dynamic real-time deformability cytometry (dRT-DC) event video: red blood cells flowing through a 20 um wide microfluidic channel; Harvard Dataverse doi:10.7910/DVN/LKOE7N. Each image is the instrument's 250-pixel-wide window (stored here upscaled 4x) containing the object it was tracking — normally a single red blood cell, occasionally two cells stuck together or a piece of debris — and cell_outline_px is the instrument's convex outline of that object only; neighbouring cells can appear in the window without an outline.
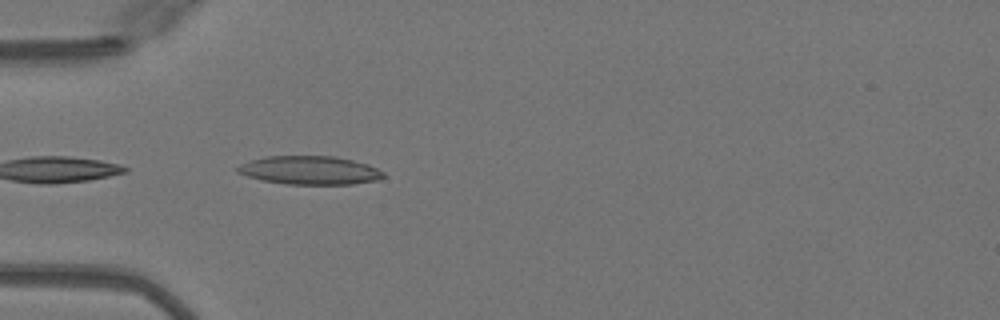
{"species": "Egyptian fruit bat (a non-hibernating species)", "species_latin": "Rousettus aegyptiacus", "temperature_condition": "warm", "stored_images_in_passage": 24, "camera_frame_rate_fps": 3000, "um_per_image_px": 0.085, "animal": {"sex": "female"}, "frame": {"image": 1, "passage_image": 9, "time_ms": 2.667, "image_size_px": [1000, 320], "cell_outline_px": [[384, 176], [380, 180], [352, 184], [288, 184], [260, 180], [236, 172], [236, 168], [240, 164], [264, 156], [336, 156], [368, 164], [384, 172]], "centroid_in_image_um": [26.33, 14.47], "position_along_channel_um": 58.7, "area_um2": 24.28}}
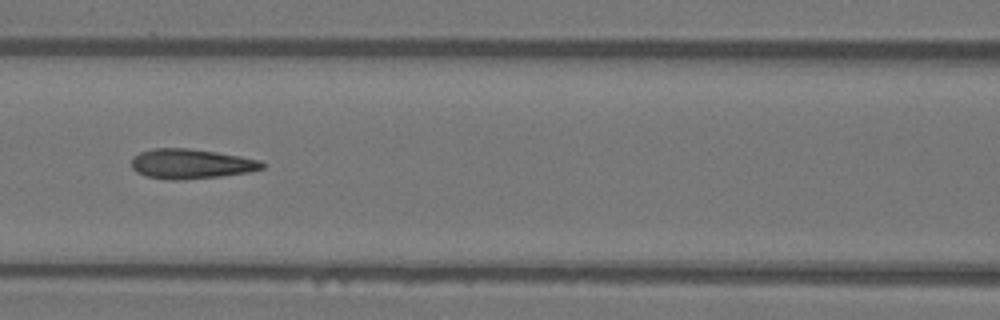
{"frame": {"image": 2, "passage_image": 16, "time_ms": 5.0, "image_size_px": [1000, 320], "cell_outline_px": [[264, 168], [252, 172], [220, 176], [176, 180], [168, 180], [148, 176], [136, 172], [132, 168], [132, 156], [140, 152], [152, 148], [188, 148], [216, 152], [240, 156], [260, 160], [264, 164]], "centroid_in_image_um": [16.24, 13.92], "position_along_channel_um": 150.4, "area_um2": 22.72}}
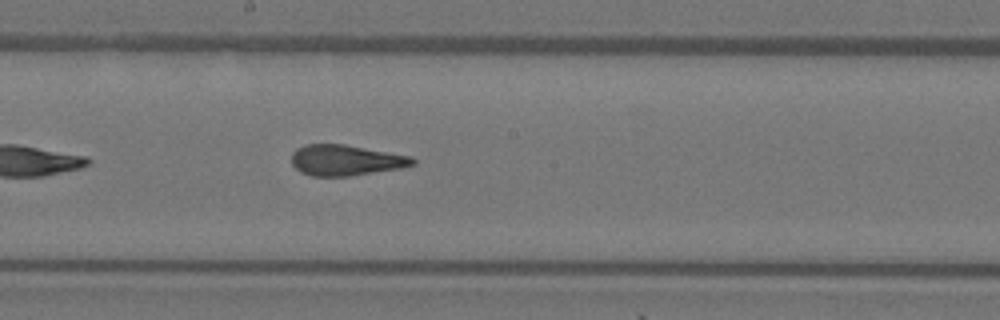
{"frame": {"image": 3, "passage_image": 21, "time_ms": 6.667, "image_size_px": [1000, 320], "cell_outline_px": [[416, 164], [400, 168], [348, 176], [312, 176], [300, 172], [292, 164], [292, 152], [296, 148], [304, 144], [344, 144], [412, 156], [416, 160]], "centroid_in_image_um": [29.38, 13.61], "position_along_channel_um": 218.8, "area_um2": 21.73}}